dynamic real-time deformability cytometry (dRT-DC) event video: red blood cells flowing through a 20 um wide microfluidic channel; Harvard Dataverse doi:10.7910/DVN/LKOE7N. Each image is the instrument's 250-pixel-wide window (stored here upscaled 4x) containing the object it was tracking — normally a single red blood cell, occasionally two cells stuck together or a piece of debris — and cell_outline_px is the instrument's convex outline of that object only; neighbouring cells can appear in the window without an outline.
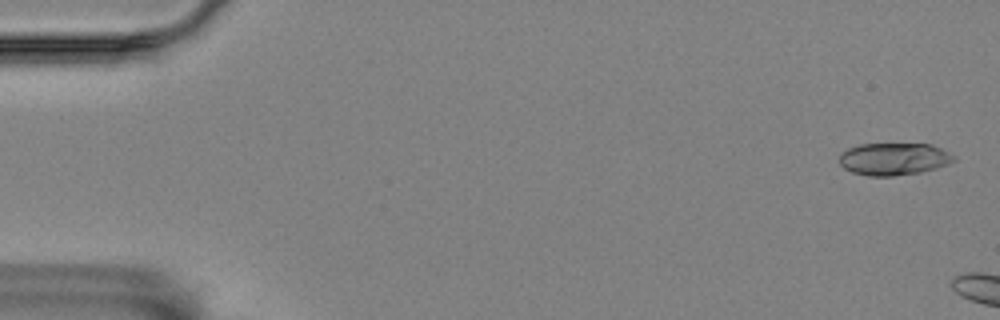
{"species": "Egyptian fruit bat (a non-hibernating species)", "species_latin": "Rousettus aegyptiacus", "temperature_condition": "room temperature", "stored_images_in_passage": 3, "camera_frame_rate_fps": 3000, "um_per_image_px": 0.085, "animal": {"sex": "female"}, "frame": {"image": 1, "passage_image": 1, "time_ms": 0.0, "image_size_px": [1000, 320], "cell_outline_px": [[956, 160], [948, 164], [936, 168], [920, 172], [892, 176], [868, 176], [852, 172], [844, 168], [840, 164], [840, 156], [848, 148], [860, 144], [932, 144], [956, 156]], "centroid_in_image_um": [76.0, 13.51], "position_along_channel_um": 9.0, "area_um2": 21.5}}